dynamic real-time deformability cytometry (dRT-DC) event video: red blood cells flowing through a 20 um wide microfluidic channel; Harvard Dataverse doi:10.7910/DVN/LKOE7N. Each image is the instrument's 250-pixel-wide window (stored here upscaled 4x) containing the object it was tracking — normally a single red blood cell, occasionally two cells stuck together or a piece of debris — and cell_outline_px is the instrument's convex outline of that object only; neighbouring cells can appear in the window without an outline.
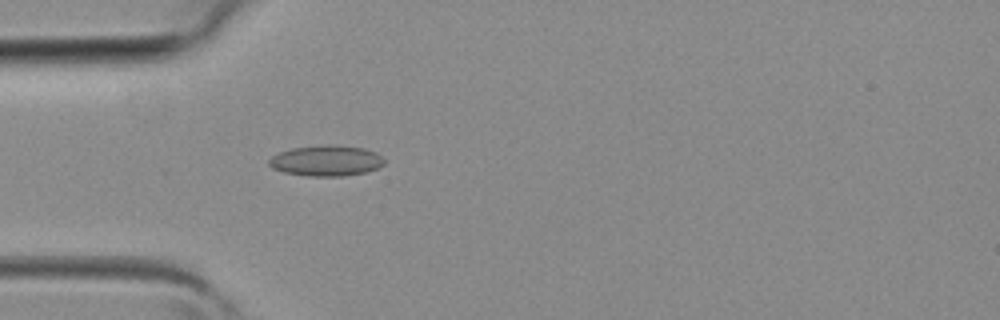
{"species": "common noctule bat (a hibernating species)", "species_latin": "Nyctalus noctula", "temperature_condition": "room temperature", "stored_images_in_passage": 3, "camera_frame_rate_fps": 3000, "um_per_image_px": 0.085, "animal": {"sex": "female", "body_mass_g": 19.3, "forearm_length_mm": 54.1}, "frame": {"image": 1, "passage_image": 3, "time_ms": 0.667, "image_size_px": [1000, 320], "cell_outline_px": [[384, 164], [376, 168], [364, 172], [344, 176], [308, 176], [284, 172], [272, 168], [268, 164], [268, 160], [272, 156], [280, 152], [292, 148], [328, 144], [332, 144], [364, 148], [376, 152], [384, 160]], "centroid_in_image_um": [27.71, 13.65], "position_along_channel_um": 57.3, "area_um2": 20.58}}